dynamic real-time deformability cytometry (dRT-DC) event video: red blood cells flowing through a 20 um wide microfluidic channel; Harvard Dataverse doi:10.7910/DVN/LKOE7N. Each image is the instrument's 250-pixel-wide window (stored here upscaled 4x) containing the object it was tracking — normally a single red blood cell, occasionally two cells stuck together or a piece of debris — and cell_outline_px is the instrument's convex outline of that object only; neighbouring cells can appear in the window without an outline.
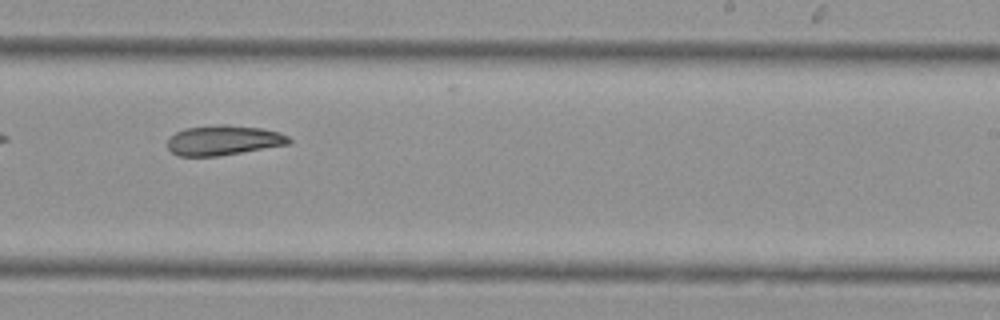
{"species": "Egyptian fruit bat (a non-hibernating species)", "species_latin": "Rousettus aegyptiacus", "temperature_condition": "cold", "stored_images_in_passage": 6, "camera_frame_rate_fps": 3000, "um_per_image_px": 0.085, "animal": {"sex": "female"}, "frame": {"image": 1, "passage_image": 6, "time_ms": 6.333, "image_size_px": [1000, 320], "cell_outline_px": [[292, 140], [288, 144], [216, 156], [176, 156], [168, 148], [168, 136], [184, 128], [216, 124], [224, 124], [264, 128], [280, 132], [288, 136]], "centroid_in_image_um": [18.96, 11.9], "position_along_channel_um": 270.0, "area_um2": 21.27}}